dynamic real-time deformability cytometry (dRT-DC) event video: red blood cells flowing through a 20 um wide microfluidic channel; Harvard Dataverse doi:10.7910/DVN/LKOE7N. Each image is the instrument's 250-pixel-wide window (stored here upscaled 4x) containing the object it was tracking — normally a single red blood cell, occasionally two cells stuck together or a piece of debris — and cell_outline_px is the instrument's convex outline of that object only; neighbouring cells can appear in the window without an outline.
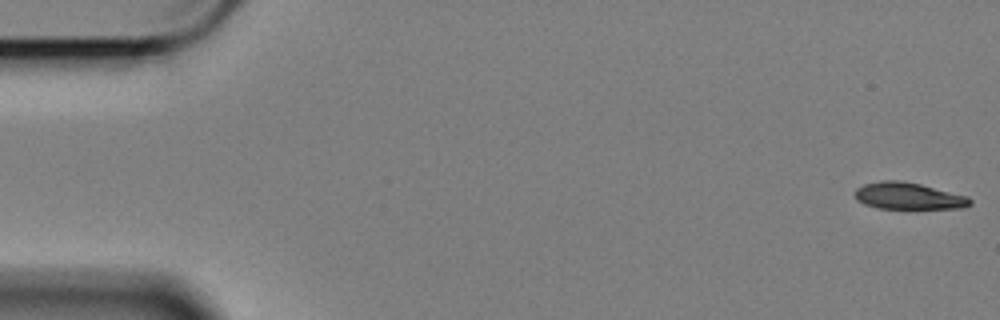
{"species": "Egyptian fruit bat (a non-hibernating species)", "species_latin": "Rousettus aegyptiacus", "temperature_condition": "cold", "stored_images_in_passage": 53, "camera_frame_rate_fps": 3000, "um_per_image_px": 0.085, "animal": {"sex": "female"}, "frame": {"image": 1, "passage_image": 1, "time_ms": 0.0, "image_size_px": [1000, 320], "cell_outline_px": [[972, 204], [960, 208], [876, 208], [864, 204], [856, 200], [852, 192], [856, 188], [864, 184], [880, 180], [900, 180], [920, 184], [968, 196], [972, 200]], "centroid_in_image_um": [77.16, 16.65], "position_along_channel_um": 7.8, "area_um2": 18.09}}
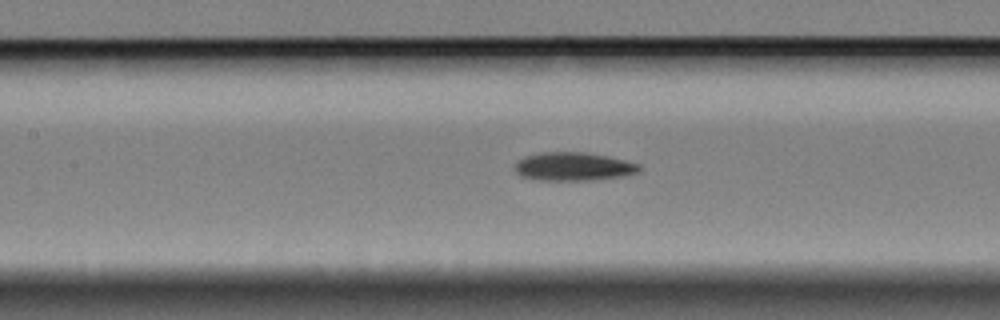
{"frame": {"image": 2, "passage_image": 26, "time_ms": 8.333, "image_size_px": [1000, 320], "cell_outline_px": [[640, 172], [620, 176], [596, 180], [540, 180], [520, 176], [512, 168], [524, 156], [540, 152], [584, 152], [608, 156], [640, 164]], "centroid_in_image_um": [48.72, 14.15], "position_along_channel_um": 158.7, "area_um2": 20.63}}
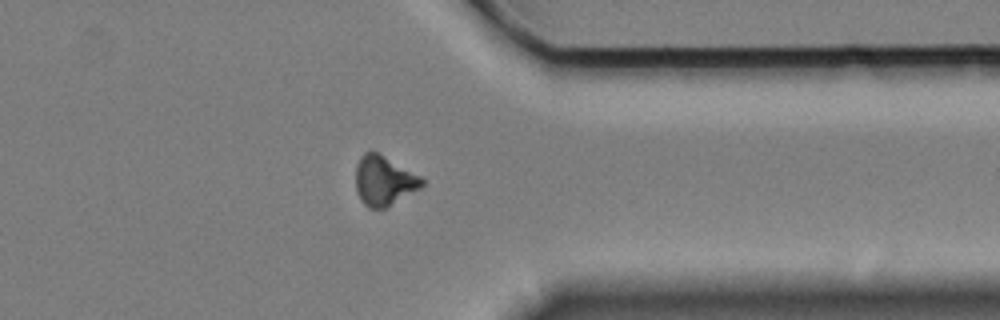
{"frame": {"image": 3, "passage_image": 46, "time_ms": 15.0, "image_size_px": [1000, 320], "cell_outline_px": [[424, 184], [420, 188], [384, 208], [368, 208], [360, 200], [356, 188], [356, 164], [360, 156], [364, 152], [376, 152], [420, 176], [424, 180]], "centroid_in_image_um": [32.6, 15.36], "position_along_channel_um": 378.8, "area_um2": 18.79}}